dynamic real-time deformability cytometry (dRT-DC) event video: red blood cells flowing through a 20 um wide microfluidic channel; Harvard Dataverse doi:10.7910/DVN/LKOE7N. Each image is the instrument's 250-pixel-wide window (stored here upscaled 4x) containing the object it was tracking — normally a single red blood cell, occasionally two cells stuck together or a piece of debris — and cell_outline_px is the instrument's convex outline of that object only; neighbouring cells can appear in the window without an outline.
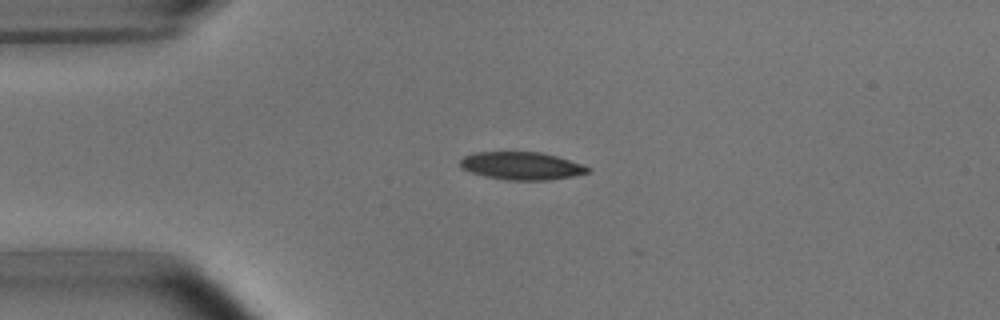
{"species": "common noctule bat (a hibernating species)", "species_latin": "Nyctalus noctula", "temperature_condition": "room temperature", "stored_images_in_passage": 4, "camera_frame_rate_fps": 3000, "um_per_image_px": 0.085, "animal": {"sex": "male", "body_mass_g": 15.6}, "frame": {"image": 1, "passage_image": 3, "time_ms": 2.333, "image_size_px": [1000, 320], "cell_outline_px": [[592, 168], [588, 172], [572, 176], [548, 180], [504, 180], [484, 176], [472, 172], [464, 168], [460, 164], [460, 160], [464, 156], [476, 152], [540, 152], [556, 156]], "centroid_in_image_um": [44.32, 14.1], "position_along_channel_um": 40.7, "area_um2": 20.4}}